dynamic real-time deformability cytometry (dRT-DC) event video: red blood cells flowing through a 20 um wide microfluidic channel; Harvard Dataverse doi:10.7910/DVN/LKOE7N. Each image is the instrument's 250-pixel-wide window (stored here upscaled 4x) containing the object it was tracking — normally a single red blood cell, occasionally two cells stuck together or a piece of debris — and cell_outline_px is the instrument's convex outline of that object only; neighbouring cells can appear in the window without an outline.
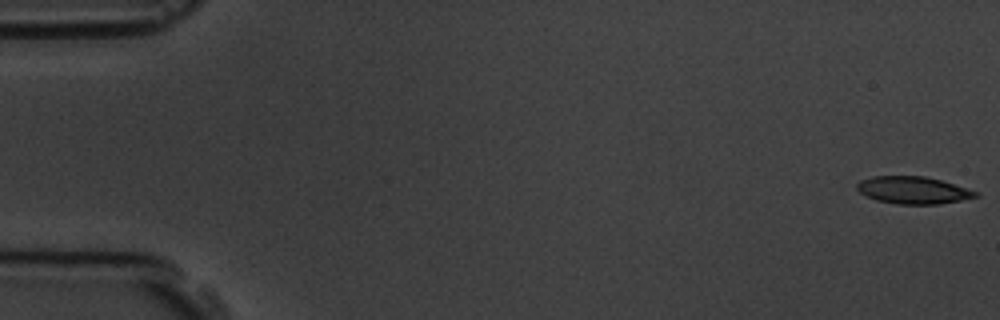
{"species": "common noctule bat (a hibernating species)", "species_latin": "Nyctalus noctula", "temperature_condition": "room temperature", "stored_images_in_passage": 57, "camera_frame_rate_fps": 3000, "um_per_image_px": 0.085, "animal": {"sex": "male", "body_mass_g": 19.5, "forearm_length_mm": 54.6}, "frame": {"image": 1, "passage_image": 1, "time_ms": 0.0, "image_size_px": [1000, 320], "cell_outline_px": [[980, 196], [940, 204], [896, 204], [876, 200], [860, 192], [856, 188], [856, 184], [860, 180], [872, 176], [924, 176], [940, 180], [980, 192]], "centroid_in_image_um": [77.62, 16.16], "position_along_channel_um": 7.4, "area_um2": 18.84}}
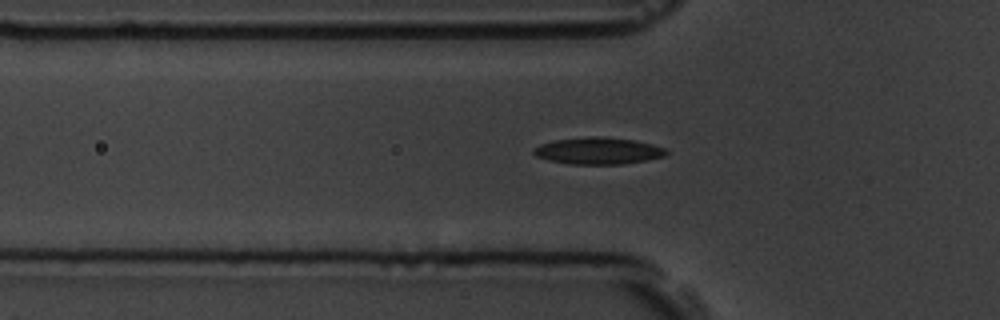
{"frame": {"image": 2, "passage_image": 19, "time_ms": 6.0, "image_size_px": [1000, 320], "cell_outline_px": [[668, 152], [664, 156], [648, 160], [624, 164], [568, 164], [548, 160], [536, 156], [532, 152], [532, 148], [540, 144], [552, 140], [588, 136], [604, 136], [632, 140], [652, 144], [668, 148]], "centroid_in_image_um": [50.83, 12.81], "position_along_channel_um": 75.0, "area_um2": 21.04}}
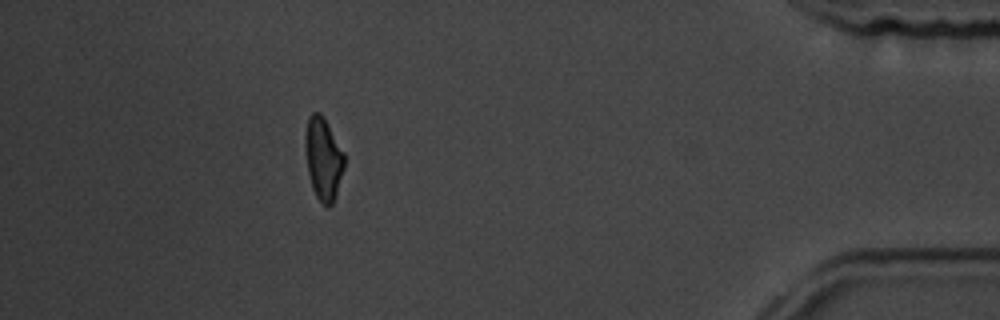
{"frame": {"image": 3, "passage_image": 51, "time_ms": 16.667, "image_size_px": [1000, 320], "cell_outline_px": [[344, 168], [332, 204], [328, 208], [316, 196], [312, 188], [308, 172], [304, 144], [304, 136], [308, 116], [312, 112], [320, 112], [344, 152]], "centroid_in_image_um": [27.45, 13.46], "position_along_channel_um": 407.7, "area_um2": 18.61}, "authors_computed_cell_mechanics": {"area_um2": 19.652, "velocity_mm_per_s": 3.6114, "shape_relaxation_time_tau1_ms": 6.1699, "shape_relaxation_time_tau2_ms": 4.3002, "deformation_change_tau1": 0.1341, "deformation_change_tau2": 0.1216}}